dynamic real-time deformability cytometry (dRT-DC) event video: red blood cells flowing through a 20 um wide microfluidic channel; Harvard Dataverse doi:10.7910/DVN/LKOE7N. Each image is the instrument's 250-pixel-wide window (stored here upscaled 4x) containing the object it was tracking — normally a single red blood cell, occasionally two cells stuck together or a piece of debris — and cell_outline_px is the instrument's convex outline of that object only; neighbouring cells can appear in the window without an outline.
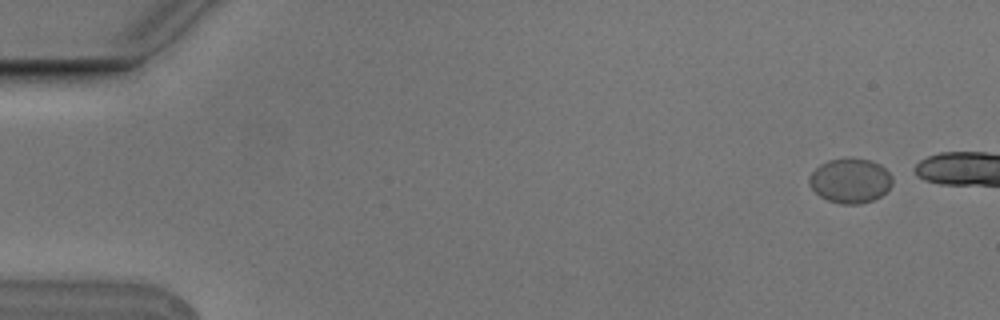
{"species": "Egyptian fruit bat (a non-hibernating species)", "species_latin": "Rousettus aegyptiacus", "temperature_condition": "cold", "stored_images_in_passage": 5, "camera_frame_rate_fps": 3000, "um_per_image_px": 0.085, "animal": {"sex": "male"}, "frame": {"image": 1, "passage_image": 1, "time_ms": 0.0, "image_size_px": [1000, 320], "cell_outline_px": [[892, 184], [880, 196], [872, 200], [860, 204], [840, 204], [828, 200], [820, 196], [808, 184], [808, 176], [820, 164], [828, 160], [848, 156], [852, 156], [872, 160], [880, 164], [892, 176]], "centroid_in_image_um": [72.25, 15.32], "position_along_channel_um": 12.8, "area_um2": 21.96}}